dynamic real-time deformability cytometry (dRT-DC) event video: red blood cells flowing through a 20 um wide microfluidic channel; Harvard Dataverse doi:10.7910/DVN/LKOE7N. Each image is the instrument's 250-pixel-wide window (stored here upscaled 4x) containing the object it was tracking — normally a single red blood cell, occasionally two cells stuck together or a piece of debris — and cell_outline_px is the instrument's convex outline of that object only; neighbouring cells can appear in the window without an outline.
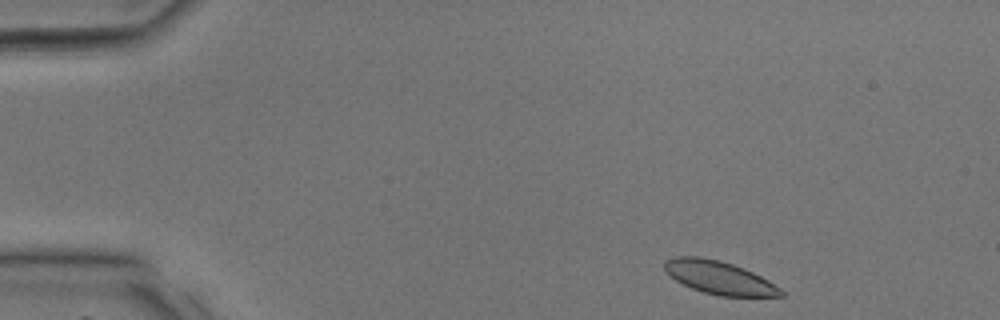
{"species": "common noctule bat (a hibernating species)", "species_latin": "Nyctalus noctula", "temperature_condition": "room temperature", "stored_images_in_passage": 33, "camera_frame_rate_fps": 3000, "um_per_image_px": 0.085, "animal": {"sex": "male", "body_mass_g": 17.9, "forearm_length_mm": 54.2}, "frame": {"image": 1, "passage_image": 1, "time_ms": 0.0, "image_size_px": [1000, 320], "cell_outline_px": [[784, 296], [720, 296], [704, 292], [692, 288], [676, 280], [664, 268], [664, 260], [676, 256], [700, 256], [720, 260], [744, 268], [768, 280], [780, 288], [784, 292]], "centroid_in_image_um": [61.13, 23.58], "position_along_channel_um": 23.9, "area_um2": 22.25}}
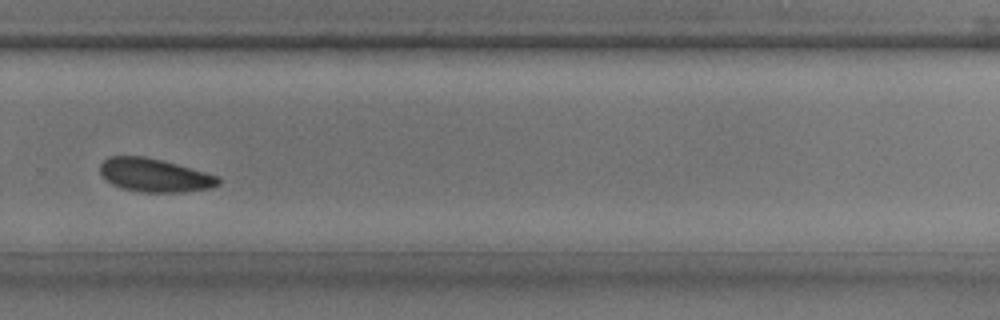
{"frame": {"image": 2, "passage_image": 22, "time_ms": 7.0, "image_size_px": [1000, 320], "cell_outline_px": [[220, 184], [212, 188], [180, 192], [144, 192], [120, 188], [112, 184], [100, 172], [100, 164], [108, 156], [144, 156], [176, 164], [220, 176]], "centroid_in_image_um": [13.15, 14.89], "position_along_channel_um": 316.6, "area_um2": 22.89}}
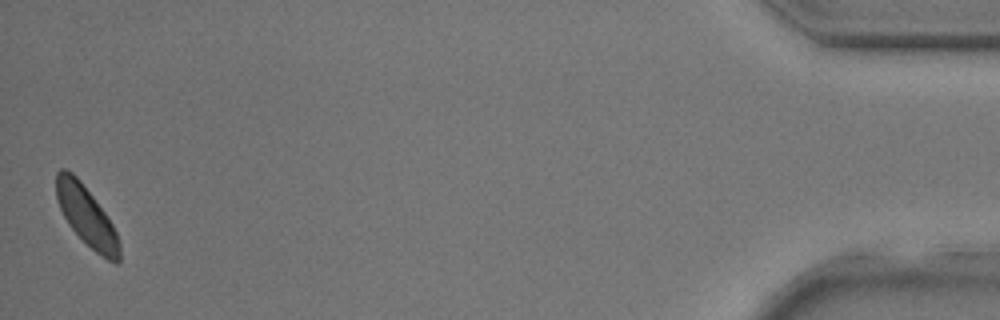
{"frame": {"image": 3, "passage_image": 33, "time_ms": 10.667, "image_size_px": [1000, 320], "cell_outline_px": [[120, 260], [116, 264], [108, 260], [96, 252], [68, 224], [56, 200], [56, 172], [60, 168], [64, 168], [72, 172], [80, 180], [104, 212], [112, 224], [120, 240]], "centroid_in_image_um": [7.35, 18.35], "position_along_channel_um": 427.8, "area_um2": 21.68}}